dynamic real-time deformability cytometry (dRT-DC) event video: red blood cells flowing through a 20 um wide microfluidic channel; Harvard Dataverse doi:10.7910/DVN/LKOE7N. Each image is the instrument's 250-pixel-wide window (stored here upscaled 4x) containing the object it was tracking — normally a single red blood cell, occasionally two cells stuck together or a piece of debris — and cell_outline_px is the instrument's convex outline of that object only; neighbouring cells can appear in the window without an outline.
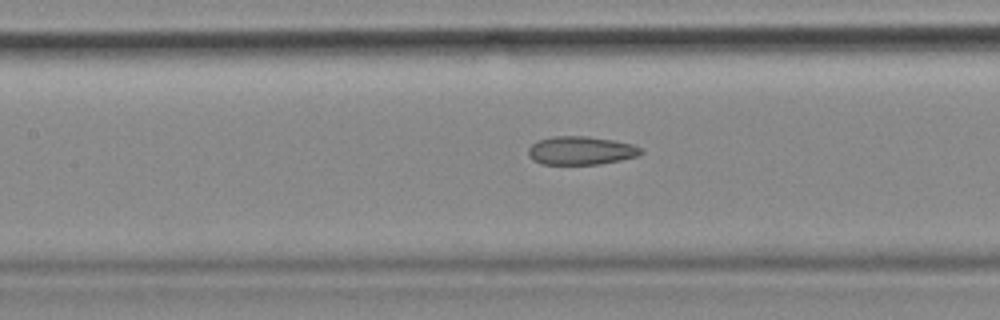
{"species": "common noctule bat (a hibernating species)", "species_latin": "Nyctalus noctula", "temperature_condition": "cold", "stored_images_in_passage": 54, "camera_frame_rate_fps": 3000, "um_per_image_px": 0.085, "animal": {"sex": "female", "body_mass_g": 18.4}, "frame": {"image": 1, "passage_image": 24, "time_ms": 7.667, "image_size_px": [1000, 320], "cell_outline_px": [[644, 152], [640, 156], [600, 164], [540, 164], [532, 160], [528, 156], [528, 148], [536, 140], [552, 136], [588, 136], [612, 140], [632, 144], [640, 148]], "centroid_in_image_um": [49.35, 12.8], "position_along_channel_um": 158.1, "area_um2": 18.84}, "authors_computed_cell_mechanics": {"area_um2": 19.5364, "velocity_mm_per_s": 3.6626, "shape_relaxation_time_tau1_ms": null, "shape_relaxation_time_tau2_ms": 2.8461, "deformation_change_tau1": null, "deformation_change_tau2": 0.1076}}